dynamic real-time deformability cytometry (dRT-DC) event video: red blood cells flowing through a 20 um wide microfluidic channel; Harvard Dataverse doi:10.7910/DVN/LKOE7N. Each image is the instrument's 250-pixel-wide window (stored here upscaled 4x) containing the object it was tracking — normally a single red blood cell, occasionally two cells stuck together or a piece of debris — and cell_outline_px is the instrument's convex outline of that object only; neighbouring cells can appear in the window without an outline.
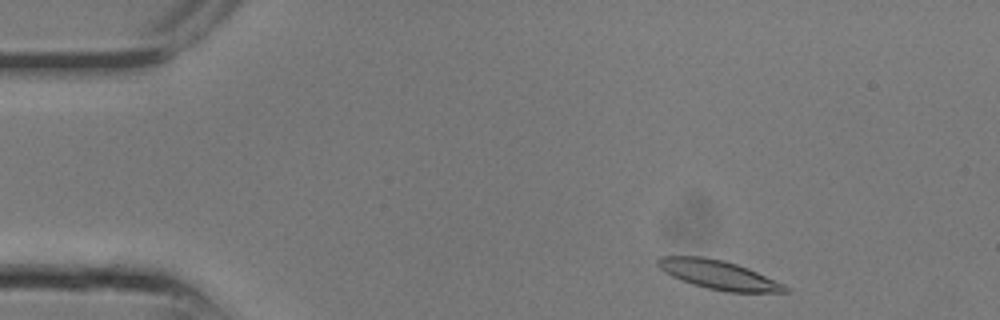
{"species": "common noctule bat (a hibernating species)", "species_latin": "Nyctalus noctula", "temperature_condition": "room temperature", "stored_images_in_passage": 8, "camera_frame_rate_fps": 3000, "um_per_image_px": 0.085, "animal": {"sex": "male", "body_mass_g": 13.3}, "frame": {"image": 1, "passage_image": 1, "time_ms": 0.0, "image_size_px": [1000, 320], "cell_outline_px": [[792, 292], [728, 292], [708, 288], [692, 284], [680, 280], [664, 272], [656, 264], [656, 260], [660, 256], [704, 256], [724, 260], [748, 268], [784, 284]], "centroid_in_image_um": [61.05, 23.35], "position_along_channel_um": 23.9, "area_um2": 21.5}}
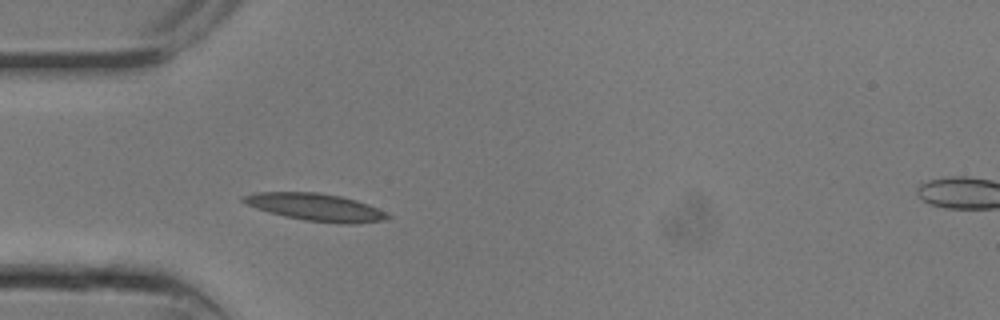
{"frame": {"image": 2, "passage_image": 5, "time_ms": 1.333, "image_size_px": [1000, 320], "cell_outline_px": [[392, 216], [384, 220], [352, 224], [340, 224], [304, 220], [284, 216], [268, 212], [256, 208], [240, 200], [240, 196], [256, 192], [320, 192], [340, 196], [356, 200], [368, 204]], "centroid_in_image_um": [26.8, 17.61], "position_along_channel_um": 58.2, "area_um2": 23.06}}
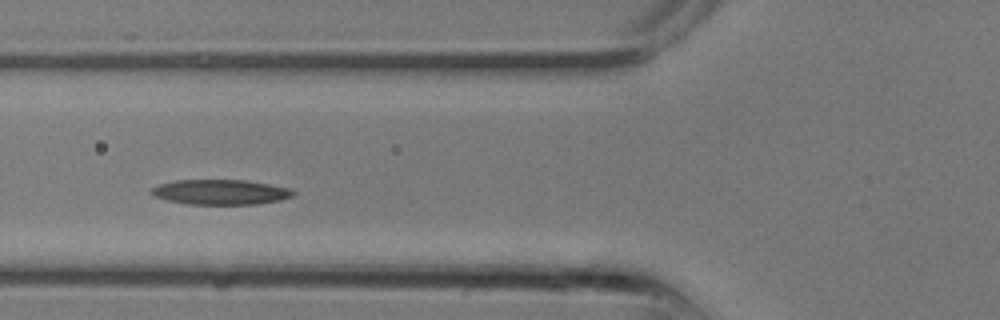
{"frame": {"image": 3, "passage_image": 7, "time_ms": 2.0, "image_size_px": [1000, 320], "cell_outline_px": [[296, 192], [292, 196], [280, 200], [256, 204], [188, 204], [168, 200], [156, 196], [148, 192], [152, 188], [160, 184], [176, 180], [248, 180], [288, 188]], "centroid_in_image_um": [18.74, 16.32], "position_along_channel_um": 107.1, "area_um2": 20.52}}